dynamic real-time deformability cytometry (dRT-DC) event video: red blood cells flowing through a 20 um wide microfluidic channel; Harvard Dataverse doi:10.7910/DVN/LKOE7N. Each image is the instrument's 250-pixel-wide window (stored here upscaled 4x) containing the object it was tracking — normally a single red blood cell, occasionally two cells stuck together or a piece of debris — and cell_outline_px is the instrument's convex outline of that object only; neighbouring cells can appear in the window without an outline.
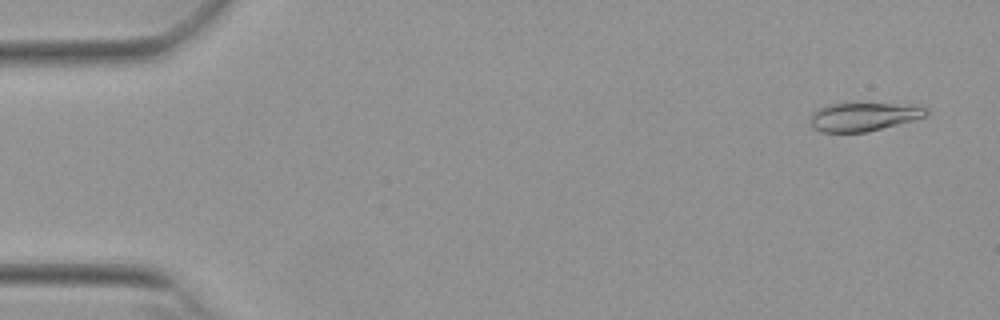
{"species": "Egyptian fruit bat (a non-hibernating species)", "species_latin": "Rousettus aegyptiacus", "temperature_condition": "warm", "stored_images_in_passage": 16, "camera_frame_rate_fps": 3000, "um_per_image_px": 0.085, "animal": {"sex": "female"}, "frame": {"image": 1, "passage_image": 3, "time_ms": 0.667, "image_size_px": [1000, 320], "cell_outline_px": [[928, 112], [924, 116], [912, 120], [868, 132], [820, 132], [812, 128], [812, 112], [816, 108], [824, 104], [892, 104], [928, 108]], "centroid_in_image_um": [73.31, 9.93], "position_along_channel_um": 11.7, "area_um2": 18.9}}